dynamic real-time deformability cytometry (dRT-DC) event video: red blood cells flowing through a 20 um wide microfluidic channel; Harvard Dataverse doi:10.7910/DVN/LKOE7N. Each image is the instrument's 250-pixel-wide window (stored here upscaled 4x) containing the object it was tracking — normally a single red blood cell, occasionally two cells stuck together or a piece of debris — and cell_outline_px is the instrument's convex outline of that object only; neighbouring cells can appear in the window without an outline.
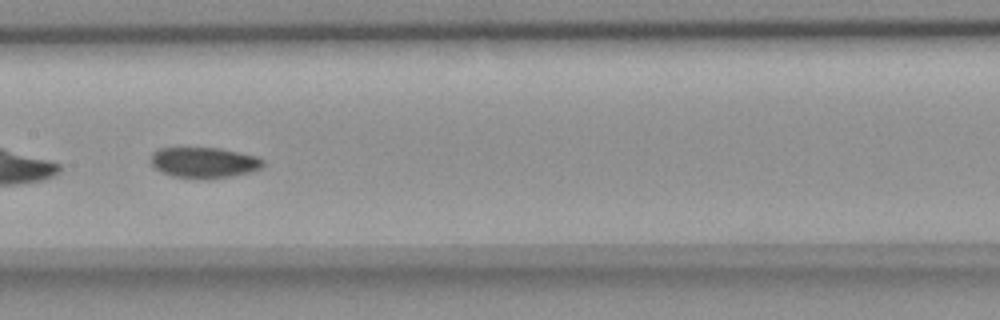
{"species": "common noctule bat (a hibernating species)", "species_latin": "Nyctalus noctula", "temperature_condition": "room temperature", "stored_images_in_passage": 35, "camera_frame_rate_fps": 3000, "um_per_image_px": 0.085, "animal": {"sex": "female", "body_mass_g": 18.4}, "frame": {"image": 1, "passage_image": 11, "time_ms": 3.333, "image_size_px": [1000, 320], "cell_outline_px": [[264, 168], [232, 176], [208, 180], [172, 176], [156, 168], [152, 164], [152, 152], [160, 148], [220, 148], [256, 156], [264, 160]], "centroid_in_image_um": [17.39, 13.83], "position_along_channel_um": 190.0, "area_um2": 20.11}, "authors_computed_cell_mechanics": {"area_um2": 20.3456, "velocity_mm_per_s": 3.6558, "shape_relaxation_time_tau1_ms": 5.328, "shape_relaxation_time_tau2_ms": 1.7908, "deformation_change_tau1": 0.0959, "deformation_change_tau2": 0.0503}}